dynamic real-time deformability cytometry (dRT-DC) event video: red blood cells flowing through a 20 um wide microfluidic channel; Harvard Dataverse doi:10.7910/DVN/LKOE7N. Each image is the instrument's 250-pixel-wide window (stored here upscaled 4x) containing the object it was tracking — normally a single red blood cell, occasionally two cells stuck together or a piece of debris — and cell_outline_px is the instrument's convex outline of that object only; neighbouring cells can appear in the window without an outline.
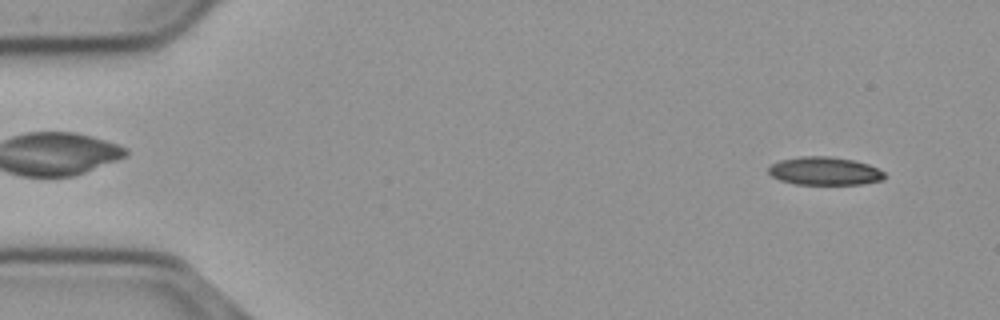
{"species": "common noctule bat (a hibernating species)", "species_latin": "Nyctalus noctula", "temperature_condition": "cold", "stored_images_in_passage": 53, "camera_frame_rate_fps": 3000, "um_per_image_px": 0.085, "animal": {"sex": "male", "body_mass_g": 23.1, "forearm_length_mm": 52.7}, "frame": {"image": 1, "passage_image": 2, "time_ms": 0.333, "image_size_px": [1000, 320], "cell_outline_px": [[884, 180], [860, 184], [796, 184], [780, 180], [772, 176], [768, 172], [768, 168], [772, 164], [780, 160], [800, 156], [828, 156], [852, 160], [868, 164], [884, 172]], "centroid_in_image_um": [70.07, 14.54], "position_along_channel_um": 14.9, "area_um2": 18.9}}
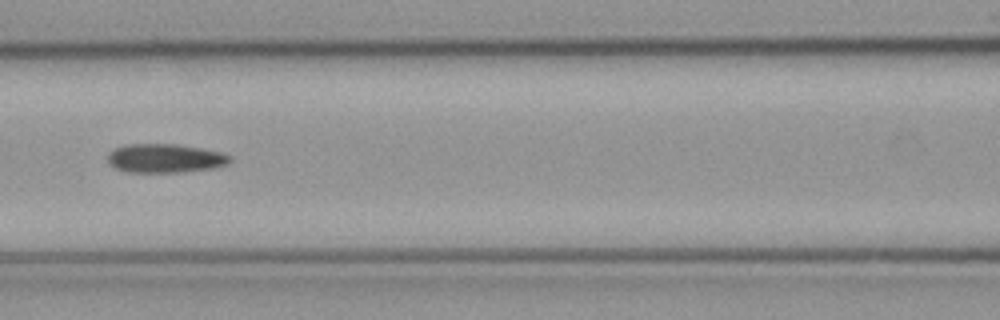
{"frame": {"image": 2, "passage_image": 22, "time_ms": 7.0, "image_size_px": [1000, 320], "cell_outline_px": [[232, 160], [228, 164], [212, 168], [180, 172], [124, 172], [112, 168], [108, 164], [108, 152], [124, 144], [176, 144], [200, 148], [220, 152], [228, 156]], "centroid_in_image_um": [13.96, 13.46], "position_along_channel_um": 152.6, "area_um2": 20.63}}
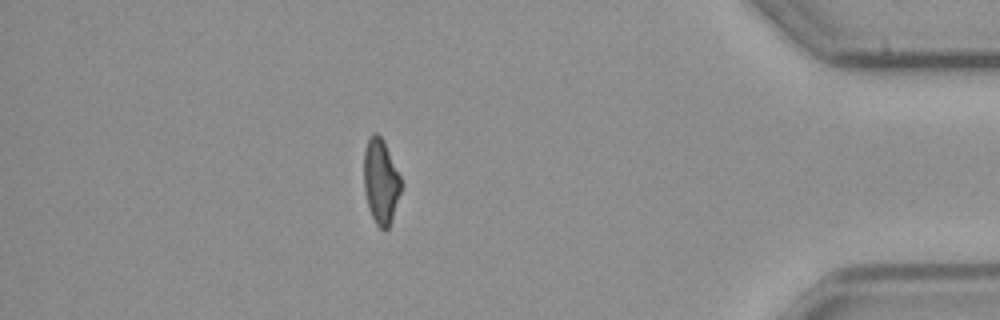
{"frame": {"image": 3, "passage_image": 46, "time_ms": 15.0, "image_size_px": [1000, 320], "cell_outline_px": [[404, 184], [388, 228], [384, 232], [376, 224], [368, 208], [364, 192], [364, 152], [368, 136], [372, 132], [376, 132], [384, 140]], "centroid_in_image_um": [32.37, 15.4], "position_along_channel_um": 402.8, "area_um2": 18.79}, "authors_computed_cell_mechanics": {"area_um2": 19.941, "velocity_mm_per_s": 3.7016, "shape_relaxation_time_tau1_ms": 9.6903, "shape_relaxation_time_tau2_ms": 5.6439, "deformation_change_tau1": 0.2068, "deformation_change_tau2": 0.1558}}